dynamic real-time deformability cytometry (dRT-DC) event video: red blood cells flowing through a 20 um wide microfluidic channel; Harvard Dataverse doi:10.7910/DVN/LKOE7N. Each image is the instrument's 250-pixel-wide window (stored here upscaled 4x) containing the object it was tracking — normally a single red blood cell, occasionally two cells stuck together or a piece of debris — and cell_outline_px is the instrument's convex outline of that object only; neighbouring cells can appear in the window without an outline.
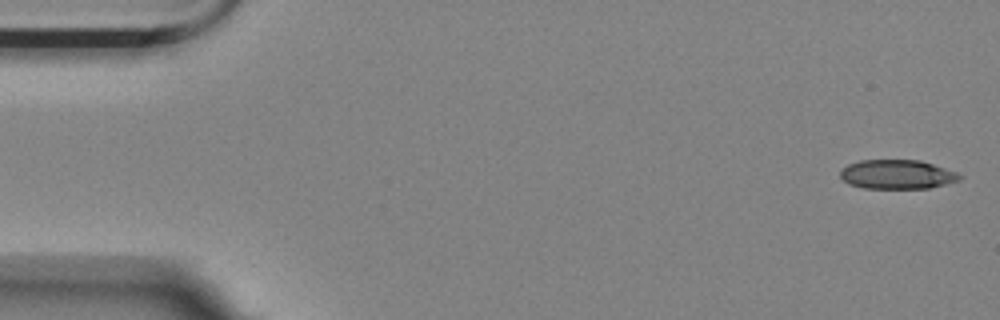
{"species": "Egyptian fruit bat (a non-hibernating species)", "species_latin": "Rousettus aegyptiacus", "temperature_condition": "room temperature", "stored_images_in_passage": 55, "camera_frame_rate_fps": 3000, "um_per_image_px": 0.085, "animal": {"sex": "female"}, "frame": {"image": 1, "passage_image": 1, "time_ms": 0.0, "image_size_px": [1000, 320], "cell_outline_px": [[964, 176], [960, 180], [928, 188], [864, 188], [848, 184], [840, 176], [840, 172], [848, 164], [860, 160], [920, 160], [956, 172]], "centroid_in_image_um": [76.25, 14.82], "position_along_channel_um": 8.7, "area_um2": 20.17}}
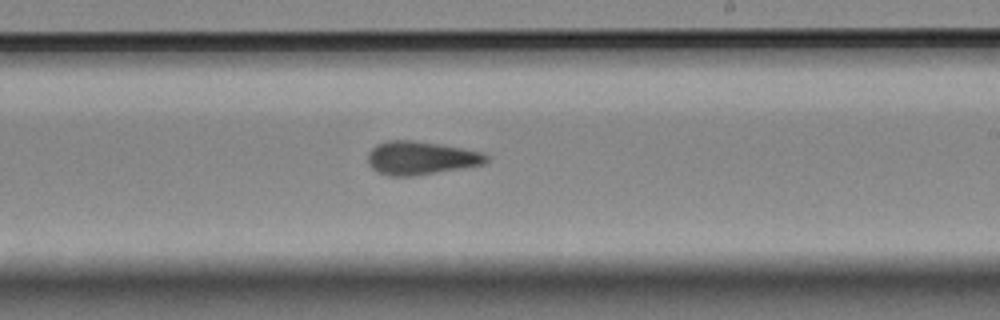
{"frame": {"image": 2, "passage_image": 32, "time_ms": 10.333, "image_size_px": [1000, 320], "cell_outline_px": [[488, 160], [484, 164], [412, 176], [388, 176], [372, 168], [368, 164], [368, 152], [376, 144], [388, 140], [412, 140], [440, 144], [484, 152], [488, 156]], "centroid_in_image_um": [35.75, 13.42], "position_along_channel_um": 253.2, "area_um2": 22.95}}
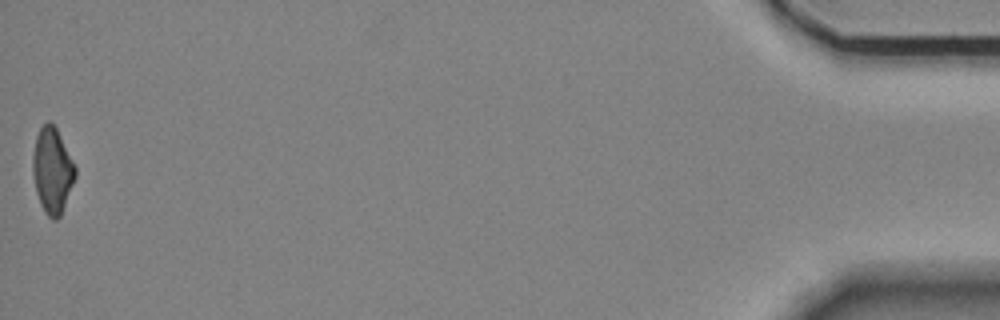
{"frame": {"image": 3, "passage_image": 55, "time_ms": 18.0, "image_size_px": [1000, 320], "cell_outline_px": [[76, 176], [60, 216], [56, 220], [52, 220], [44, 212], [40, 204], [36, 192], [32, 172], [32, 156], [36, 136], [40, 128], [48, 120], [56, 128], [76, 168]], "centroid_in_image_um": [4.42, 14.51], "position_along_channel_um": 430.8, "area_um2": 21.04}, "authors_computed_cell_mechanics": {"area_um2": 22.4264, "velocity_mm_per_s": 3.5653, "shape_relaxation_time_tau1_ms": 8.0594, "shape_relaxation_time_tau2_ms": 3.4173, "deformation_change_tau1": 0.1903, "deformation_change_tau2": 0.1213}}